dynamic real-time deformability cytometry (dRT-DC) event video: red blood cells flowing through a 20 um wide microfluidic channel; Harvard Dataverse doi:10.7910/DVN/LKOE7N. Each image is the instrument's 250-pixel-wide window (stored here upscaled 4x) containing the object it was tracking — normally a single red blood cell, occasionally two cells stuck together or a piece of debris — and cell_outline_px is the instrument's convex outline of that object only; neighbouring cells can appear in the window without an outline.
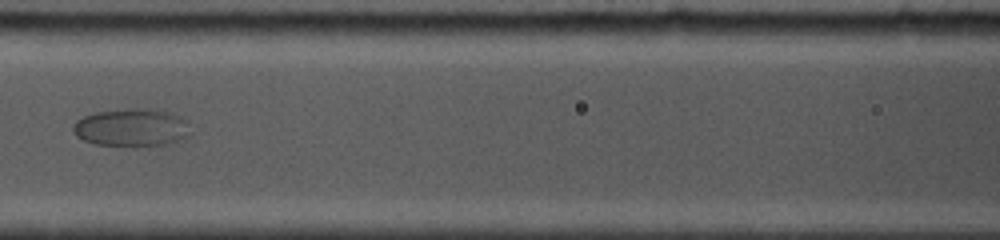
{"species": "common noctule bat (a hibernating species)", "species_latin": "Nyctalus noctula", "temperature_condition": "cold", "stored_images_in_passage": 9, "camera_frame_rate_fps": 5000, "um_per_image_px": 0.085, "animal": {"sex": "female", "body_mass_g": 19.0, "forearm_length_mm": 53.3}, "frame": {"image": 1, "passage_image": 7, "time_ms": 4.6, "image_size_px": [1000, 240], "cell_outline_px": [[192, 132], [188, 136], [168, 144], [148, 148], [96, 144], [84, 140], [76, 136], [72, 132], [72, 128], [76, 120], [84, 116], [96, 112], [132, 108], [148, 108], [168, 112], [180, 116], [188, 120]], "centroid_in_image_um": [11.23, 10.87], "position_along_channel_um": 155.4, "area_um2": 26.59}}
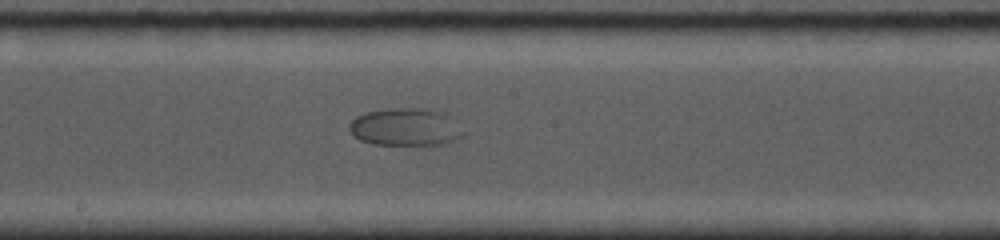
{"frame": {"image": 2, "passage_image": 9, "time_ms": 6.2, "image_size_px": [1000, 240], "cell_outline_px": [[464, 136], [448, 144], [428, 148], [372, 144], [360, 140], [352, 136], [348, 128], [348, 124], [356, 116], [368, 112], [388, 108], [424, 108], [440, 112], [448, 116], [464, 132]], "centroid_in_image_um": [34.46, 10.87], "position_along_channel_um": 213.7, "area_um2": 26.01}}